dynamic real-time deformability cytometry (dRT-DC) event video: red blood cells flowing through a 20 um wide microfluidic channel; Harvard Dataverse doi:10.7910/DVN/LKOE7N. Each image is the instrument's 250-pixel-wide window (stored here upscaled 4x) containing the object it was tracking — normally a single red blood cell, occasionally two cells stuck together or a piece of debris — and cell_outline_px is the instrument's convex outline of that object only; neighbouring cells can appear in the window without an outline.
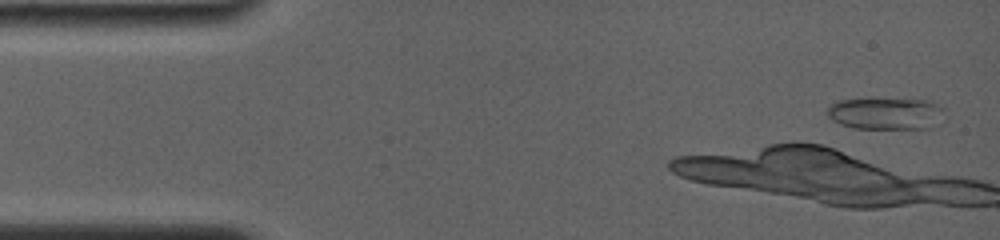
{"species": "common noctule bat (a hibernating species)", "species_latin": "Nyctalus noctula", "temperature_condition": "room temperature", "stored_images_in_passage": 7, "camera_frame_rate_fps": 4000, "um_per_image_px": 0.085, "animal": {"sex": "female", "body_mass_g": 19.0, "forearm_length_mm": 56.7}, "frame": {"image": 1, "passage_image": 1, "time_ms": 0.0, "image_size_px": [1000, 240], "cell_outline_px": [[944, 108], [932, 128], [856, 128], [840, 124], [832, 120], [828, 116], [828, 104], [836, 100], [932, 100]], "centroid_in_image_um": [75.25, 9.65], "position_along_channel_um": 9.8, "area_um2": 21.27}}
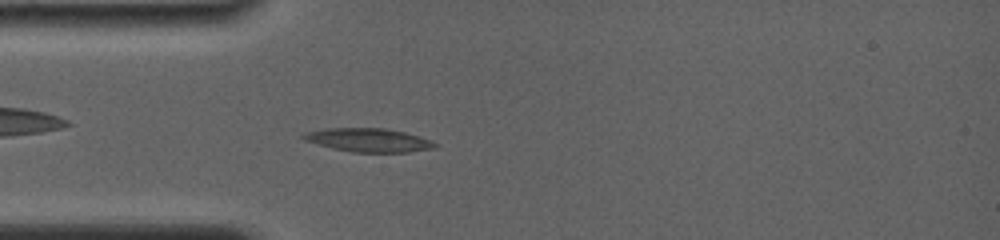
{"frame": {"image": 2, "passage_image": 7, "time_ms": 4.75, "image_size_px": [1000, 240], "cell_outline_px": [[440, 144], [436, 148], [408, 152], [352, 152], [332, 148], [304, 140], [300, 136], [304, 132], [328, 128], [384, 128], [404, 132], [420, 136], [432, 140]], "centroid_in_image_um": [31.36, 11.91], "position_along_channel_um": 53.6, "area_um2": 18.21}}